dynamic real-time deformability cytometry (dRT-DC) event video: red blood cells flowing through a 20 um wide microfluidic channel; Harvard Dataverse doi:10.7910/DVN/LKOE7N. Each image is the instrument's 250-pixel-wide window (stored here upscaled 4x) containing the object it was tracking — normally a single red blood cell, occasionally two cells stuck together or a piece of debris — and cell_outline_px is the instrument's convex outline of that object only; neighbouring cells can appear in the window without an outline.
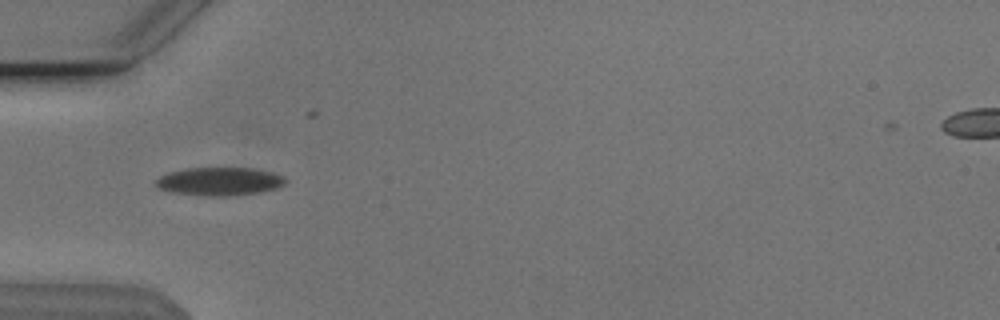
{"species": "Egyptian fruit bat (a non-hibernating species)", "species_latin": "Rousettus aegyptiacus", "temperature_condition": "cold", "stored_images_in_passage": 54, "camera_frame_rate_fps": 3000, "um_per_image_px": 0.085, "animal": {"sex": "male"}, "frame": {"image": 1, "passage_image": 18, "time_ms": 5.667, "image_size_px": [1000, 320], "cell_outline_px": [[288, 180], [284, 184], [276, 188], [260, 192], [228, 196], [204, 196], [172, 192], [160, 188], [152, 184], [160, 176], [168, 172], [184, 168], [252, 168], [272, 172], [284, 176]], "centroid_in_image_um": [18.65, 15.41], "position_along_channel_um": 66.4, "area_um2": 21.44}}
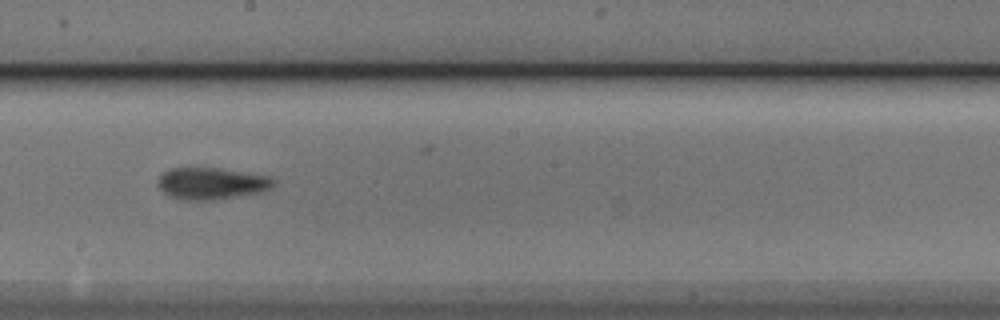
{"frame": {"image": 2, "passage_image": 31, "time_ms": 10.0, "image_size_px": [1000, 320], "cell_outline_px": [[276, 184], [260, 192], [216, 200], [184, 200], [168, 196], [160, 188], [160, 176], [164, 172], [172, 168], [216, 168], [272, 176], [276, 180]], "centroid_in_image_um": [18.02, 15.6], "position_along_channel_um": 230.2, "area_um2": 21.27}}
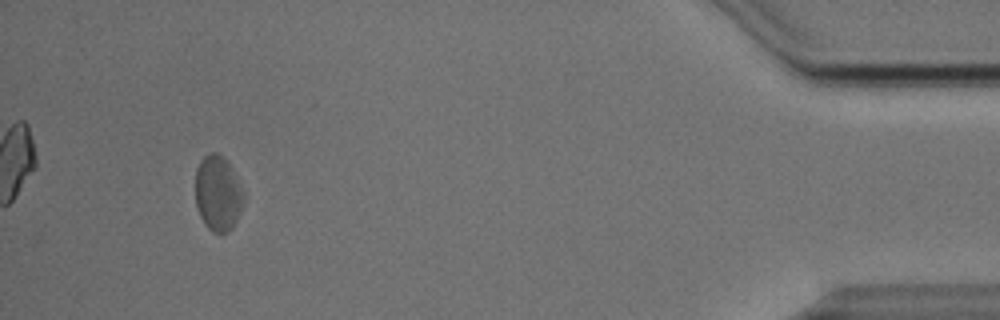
{"frame": {"image": 3, "passage_image": 51, "time_ms": 16.667, "image_size_px": [1000, 320], "cell_outline_px": [[244, 200], [236, 220], [232, 228], [228, 232], [212, 232], [204, 224], [200, 216], [196, 204], [196, 168], [200, 160], [208, 152], [216, 152], [232, 168], [244, 192]], "centroid_in_image_um": [18.51, 16.43], "position_along_channel_um": 416.7, "area_um2": 21.04}, "authors_computed_cell_mechanics": {"area_um2": 21.1548, "velocity_mm_per_s": 3.8042, "shape_relaxation_time_tau1_ms": 1.7839, "shape_relaxation_time_tau2_ms": 2.8633, "deformation_change_tau1": 0.1048, "deformation_change_tau2": 0.1017}}